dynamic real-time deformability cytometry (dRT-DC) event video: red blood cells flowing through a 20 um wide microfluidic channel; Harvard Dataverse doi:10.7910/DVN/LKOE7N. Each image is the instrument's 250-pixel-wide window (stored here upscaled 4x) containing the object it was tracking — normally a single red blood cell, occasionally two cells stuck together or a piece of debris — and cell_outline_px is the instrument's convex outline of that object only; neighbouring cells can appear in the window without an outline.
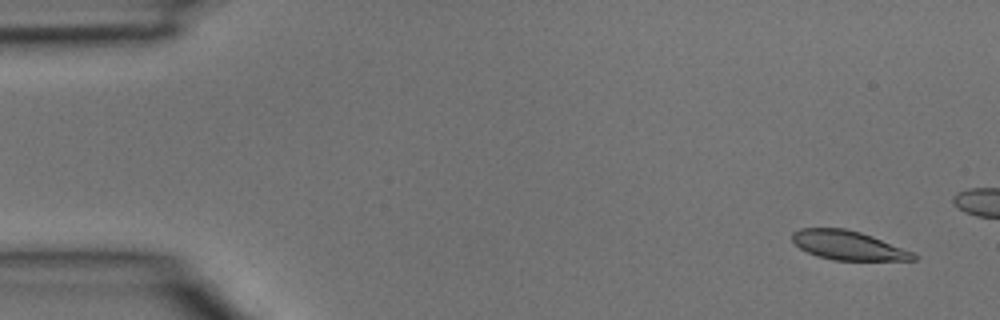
{"species": "common noctule bat (a hibernating species)", "species_latin": "Nyctalus noctula", "temperature_condition": "room temperature", "stored_images_in_passage": 4, "camera_frame_rate_fps": 3000, "um_per_image_px": 0.085, "animal": {"sex": "male", "body_mass_g": 15.6}, "frame": {"image": 1, "passage_image": 1, "time_ms": 0.0, "image_size_px": [1000, 320], "cell_outline_px": [[916, 260], [832, 260], [816, 256], [800, 248], [792, 240], [792, 232], [800, 228], [844, 228], [860, 232], [872, 236], [912, 252], [916, 256]], "centroid_in_image_um": [72.04, 20.85], "position_along_channel_um": 13.0, "area_um2": 20.35}}